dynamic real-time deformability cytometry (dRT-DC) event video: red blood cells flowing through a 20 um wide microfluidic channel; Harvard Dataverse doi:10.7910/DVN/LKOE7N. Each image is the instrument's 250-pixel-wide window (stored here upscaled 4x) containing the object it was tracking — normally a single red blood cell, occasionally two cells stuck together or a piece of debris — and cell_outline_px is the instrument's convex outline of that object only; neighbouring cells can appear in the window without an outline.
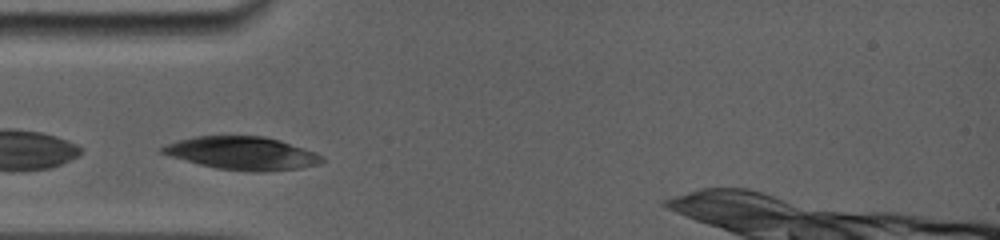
{"species": "common noctule bat (a hibernating species)", "species_latin": "Nyctalus noctula", "temperature_condition": "room temperature", "stored_images_in_passage": 4, "camera_frame_rate_fps": 5000, "um_per_image_px": 0.085, "animal": {"sex": "female", "body_mass_g": 19.0, "forearm_length_mm": 56.7}, "frame": {"image": 1, "passage_image": 1, "time_ms": 0.0, "image_size_px": [1000, 240], "cell_outline_px": [[324, 160], [320, 164], [300, 168], [264, 172], [256, 172], [216, 168], [200, 164], [172, 156], [160, 152], [160, 148], [164, 144], [176, 140], [196, 136], [264, 136], [280, 140], [316, 152], [324, 156]], "centroid_in_image_um": [20.62, 13.02], "position_along_channel_um": 64.4, "area_um2": 30.75}}